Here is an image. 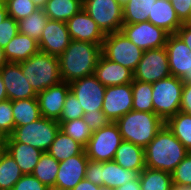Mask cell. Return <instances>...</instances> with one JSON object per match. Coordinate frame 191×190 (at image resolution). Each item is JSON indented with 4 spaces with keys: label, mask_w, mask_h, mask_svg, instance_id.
<instances>
[{
    "label": "cell",
    "mask_w": 191,
    "mask_h": 190,
    "mask_svg": "<svg viewBox=\"0 0 191 190\" xmlns=\"http://www.w3.org/2000/svg\"><path fill=\"white\" fill-rule=\"evenodd\" d=\"M99 190H112V189L104 187V186H101Z\"/></svg>",
    "instance_id": "cell-58"
},
{
    "label": "cell",
    "mask_w": 191,
    "mask_h": 190,
    "mask_svg": "<svg viewBox=\"0 0 191 190\" xmlns=\"http://www.w3.org/2000/svg\"><path fill=\"white\" fill-rule=\"evenodd\" d=\"M182 23H190L191 0H170Z\"/></svg>",
    "instance_id": "cell-44"
},
{
    "label": "cell",
    "mask_w": 191,
    "mask_h": 190,
    "mask_svg": "<svg viewBox=\"0 0 191 190\" xmlns=\"http://www.w3.org/2000/svg\"><path fill=\"white\" fill-rule=\"evenodd\" d=\"M117 1L123 7L129 0H117Z\"/></svg>",
    "instance_id": "cell-56"
},
{
    "label": "cell",
    "mask_w": 191,
    "mask_h": 190,
    "mask_svg": "<svg viewBox=\"0 0 191 190\" xmlns=\"http://www.w3.org/2000/svg\"><path fill=\"white\" fill-rule=\"evenodd\" d=\"M82 118L93 132L110 123L103 111L85 112Z\"/></svg>",
    "instance_id": "cell-42"
},
{
    "label": "cell",
    "mask_w": 191,
    "mask_h": 190,
    "mask_svg": "<svg viewBox=\"0 0 191 190\" xmlns=\"http://www.w3.org/2000/svg\"><path fill=\"white\" fill-rule=\"evenodd\" d=\"M88 160L84 150L79 155L60 161L54 189L72 190L81 180L85 179Z\"/></svg>",
    "instance_id": "cell-16"
},
{
    "label": "cell",
    "mask_w": 191,
    "mask_h": 190,
    "mask_svg": "<svg viewBox=\"0 0 191 190\" xmlns=\"http://www.w3.org/2000/svg\"><path fill=\"white\" fill-rule=\"evenodd\" d=\"M120 31L143 51L165 47L169 35L149 21L123 24Z\"/></svg>",
    "instance_id": "cell-11"
},
{
    "label": "cell",
    "mask_w": 191,
    "mask_h": 190,
    "mask_svg": "<svg viewBox=\"0 0 191 190\" xmlns=\"http://www.w3.org/2000/svg\"><path fill=\"white\" fill-rule=\"evenodd\" d=\"M18 32L17 21L7 16L4 21L0 23V46L5 48Z\"/></svg>",
    "instance_id": "cell-41"
},
{
    "label": "cell",
    "mask_w": 191,
    "mask_h": 190,
    "mask_svg": "<svg viewBox=\"0 0 191 190\" xmlns=\"http://www.w3.org/2000/svg\"><path fill=\"white\" fill-rule=\"evenodd\" d=\"M38 8H43L47 0H31Z\"/></svg>",
    "instance_id": "cell-53"
},
{
    "label": "cell",
    "mask_w": 191,
    "mask_h": 190,
    "mask_svg": "<svg viewBox=\"0 0 191 190\" xmlns=\"http://www.w3.org/2000/svg\"><path fill=\"white\" fill-rule=\"evenodd\" d=\"M39 51L38 42L35 39L19 32L4 48L8 63H19L28 60Z\"/></svg>",
    "instance_id": "cell-24"
},
{
    "label": "cell",
    "mask_w": 191,
    "mask_h": 190,
    "mask_svg": "<svg viewBox=\"0 0 191 190\" xmlns=\"http://www.w3.org/2000/svg\"><path fill=\"white\" fill-rule=\"evenodd\" d=\"M15 128L12 114V101L7 99L0 102V131L6 136H10Z\"/></svg>",
    "instance_id": "cell-40"
},
{
    "label": "cell",
    "mask_w": 191,
    "mask_h": 190,
    "mask_svg": "<svg viewBox=\"0 0 191 190\" xmlns=\"http://www.w3.org/2000/svg\"><path fill=\"white\" fill-rule=\"evenodd\" d=\"M100 187L87 179H83L72 190H99Z\"/></svg>",
    "instance_id": "cell-48"
},
{
    "label": "cell",
    "mask_w": 191,
    "mask_h": 190,
    "mask_svg": "<svg viewBox=\"0 0 191 190\" xmlns=\"http://www.w3.org/2000/svg\"><path fill=\"white\" fill-rule=\"evenodd\" d=\"M183 85L180 78L172 75L152 83L154 113L164 122L180 111Z\"/></svg>",
    "instance_id": "cell-5"
},
{
    "label": "cell",
    "mask_w": 191,
    "mask_h": 190,
    "mask_svg": "<svg viewBox=\"0 0 191 190\" xmlns=\"http://www.w3.org/2000/svg\"><path fill=\"white\" fill-rule=\"evenodd\" d=\"M5 151H6V140H0V158Z\"/></svg>",
    "instance_id": "cell-54"
},
{
    "label": "cell",
    "mask_w": 191,
    "mask_h": 190,
    "mask_svg": "<svg viewBox=\"0 0 191 190\" xmlns=\"http://www.w3.org/2000/svg\"><path fill=\"white\" fill-rule=\"evenodd\" d=\"M171 174L173 185L191 186V152L186 155Z\"/></svg>",
    "instance_id": "cell-38"
},
{
    "label": "cell",
    "mask_w": 191,
    "mask_h": 190,
    "mask_svg": "<svg viewBox=\"0 0 191 190\" xmlns=\"http://www.w3.org/2000/svg\"><path fill=\"white\" fill-rule=\"evenodd\" d=\"M145 167L172 173L189 151L164 124L144 148Z\"/></svg>",
    "instance_id": "cell-2"
},
{
    "label": "cell",
    "mask_w": 191,
    "mask_h": 190,
    "mask_svg": "<svg viewBox=\"0 0 191 190\" xmlns=\"http://www.w3.org/2000/svg\"><path fill=\"white\" fill-rule=\"evenodd\" d=\"M122 139L145 148L165 122L154 112L131 110L115 122Z\"/></svg>",
    "instance_id": "cell-3"
},
{
    "label": "cell",
    "mask_w": 191,
    "mask_h": 190,
    "mask_svg": "<svg viewBox=\"0 0 191 190\" xmlns=\"http://www.w3.org/2000/svg\"><path fill=\"white\" fill-rule=\"evenodd\" d=\"M71 40L102 45L106 34L98 24L82 9L66 21Z\"/></svg>",
    "instance_id": "cell-18"
},
{
    "label": "cell",
    "mask_w": 191,
    "mask_h": 190,
    "mask_svg": "<svg viewBox=\"0 0 191 190\" xmlns=\"http://www.w3.org/2000/svg\"><path fill=\"white\" fill-rule=\"evenodd\" d=\"M48 20V16L45 14L44 9L38 8L31 15L17 22L18 31L38 42Z\"/></svg>",
    "instance_id": "cell-33"
},
{
    "label": "cell",
    "mask_w": 191,
    "mask_h": 190,
    "mask_svg": "<svg viewBox=\"0 0 191 190\" xmlns=\"http://www.w3.org/2000/svg\"><path fill=\"white\" fill-rule=\"evenodd\" d=\"M157 0H129L123 6V24L148 21L152 17L153 4Z\"/></svg>",
    "instance_id": "cell-30"
},
{
    "label": "cell",
    "mask_w": 191,
    "mask_h": 190,
    "mask_svg": "<svg viewBox=\"0 0 191 190\" xmlns=\"http://www.w3.org/2000/svg\"><path fill=\"white\" fill-rule=\"evenodd\" d=\"M143 50L132 43L121 31L106 34L101 46V54L132 72L140 62Z\"/></svg>",
    "instance_id": "cell-7"
},
{
    "label": "cell",
    "mask_w": 191,
    "mask_h": 190,
    "mask_svg": "<svg viewBox=\"0 0 191 190\" xmlns=\"http://www.w3.org/2000/svg\"><path fill=\"white\" fill-rule=\"evenodd\" d=\"M8 16L17 22L31 15L38 7L31 0H6Z\"/></svg>",
    "instance_id": "cell-37"
},
{
    "label": "cell",
    "mask_w": 191,
    "mask_h": 190,
    "mask_svg": "<svg viewBox=\"0 0 191 190\" xmlns=\"http://www.w3.org/2000/svg\"><path fill=\"white\" fill-rule=\"evenodd\" d=\"M58 122L60 124V130H62L66 135L72 137L84 148L87 146L93 131H91L83 118Z\"/></svg>",
    "instance_id": "cell-36"
},
{
    "label": "cell",
    "mask_w": 191,
    "mask_h": 190,
    "mask_svg": "<svg viewBox=\"0 0 191 190\" xmlns=\"http://www.w3.org/2000/svg\"><path fill=\"white\" fill-rule=\"evenodd\" d=\"M6 152H8L19 165L21 172L32 174L43 152L21 142H16L11 136L6 139Z\"/></svg>",
    "instance_id": "cell-21"
},
{
    "label": "cell",
    "mask_w": 191,
    "mask_h": 190,
    "mask_svg": "<svg viewBox=\"0 0 191 190\" xmlns=\"http://www.w3.org/2000/svg\"><path fill=\"white\" fill-rule=\"evenodd\" d=\"M171 75L168 54L165 47L145 50L133 72V79L154 83Z\"/></svg>",
    "instance_id": "cell-10"
},
{
    "label": "cell",
    "mask_w": 191,
    "mask_h": 190,
    "mask_svg": "<svg viewBox=\"0 0 191 190\" xmlns=\"http://www.w3.org/2000/svg\"><path fill=\"white\" fill-rule=\"evenodd\" d=\"M175 34L191 49V23H183Z\"/></svg>",
    "instance_id": "cell-47"
},
{
    "label": "cell",
    "mask_w": 191,
    "mask_h": 190,
    "mask_svg": "<svg viewBox=\"0 0 191 190\" xmlns=\"http://www.w3.org/2000/svg\"><path fill=\"white\" fill-rule=\"evenodd\" d=\"M115 190H141L139 177L137 176L134 180L126 182L124 185Z\"/></svg>",
    "instance_id": "cell-49"
},
{
    "label": "cell",
    "mask_w": 191,
    "mask_h": 190,
    "mask_svg": "<svg viewBox=\"0 0 191 190\" xmlns=\"http://www.w3.org/2000/svg\"><path fill=\"white\" fill-rule=\"evenodd\" d=\"M23 175L15 159L5 151L0 158V190H12Z\"/></svg>",
    "instance_id": "cell-34"
},
{
    "label": "cell",
    "mask_w": 191,
    "mask_h": 190,
    "mask_svg": "<svg viewBox=\"0 0 191 190\" xmlns=\"http://www.w3.org/2000/svg\"><path fill=\"white\" fill-rule=\"evenodd\" d=\"M113 160L124 169L140 174L145 169V150L141 146L123 140Z\"/></svg>",
    "instance_id": "cell-23"
},
{
    "label": "cell",
    "mask_w": 191,
    "mask_h": 190,
    "mask_svg": "<svg viewBox=\"0 0 191 190\" xmlns=\"http://www.w3.org/2000/svg\"><path fill=\"white\" fill-rule=\"evenodd\" d=\"M131 83L105 88L102 111L110 122H116L127 112L133 110Z\"/></svg>",
    "instance_id": "cell-14"
},
{
    "label": "cell",
    "mask_w": 191,
    "mask_h": 190,
    "mask_svg": "<svg viewBox=\"0 0 191 190\" xmlns=\"http://www.w3.org/2000/svg\"><path fill=\"white\" fill-rule=\"evenodd\" d=\"M83 151L84 147L81 144L66 135L62 130H59L47 152L60 162L69 157L79 155Z\"/></svg>",
    "instance_id": "cell-27"
},
{
    "label": "cell",
    "mask_w": 191,
    "mask_h": 190,
    "mask_svg": "<svg viewBox=\"0 0 191 190\" xmlns=\"http://www.w3.org/2000/svg\"><path fill=\"white\" fill-rule=\"evenodd\" d=\"M141 190H172V174L145 167L138 174Z\"/></svg>",
    "instance_id": "cell-31"
},
{
    "label": "cell",
    "mask_w": 191,
    "mask_h": 190,
    "mask_svg": "<svg viewBox=\"0 0 191 190\" xmlns=\"http://www.w3.org/2000/svg\"><path fill=\"white\" fill-rule=\"evenodd\" d=\"M101 46L90 42L71 40L67 49L58 57L61 80L71 83L94 74Z\"/></svg>",
    "instance_id": "cell-1"
},
{
    "label": "cell",
    "mask_w": 191,
    "mask_h": 190,
    "mask_svg": "<svg viewBox=\"0 0 191 190\" xmlns=\"http://www.w3.org/2000/svg\"><path fill=\"white\" fill-rule=\"evenodd\" d=\"M133 95V110L154 112L152 102V83L134 80L131 83Z\"/></svg>",
    "instance_id": "cell-35"
},
{
    "label": "cell",
    "mask_w": 191,
    "mask_h": 190,
    "mask_svg": "<svg viewBox=\"0 0 191 190\" xmlns=\"http://www.w3.org/2000/svg\"><path fill=\"white\" fill-rule=\"evenodd\" d=\"M7 137L0 131V140H6Z\"/></svg>",
    "instance_id": "cell-57"
},
{
    "label": "cell",
    "mask_w": 191,
    "mask_h": 190,
    "mask_svg": "<svg viewBox=\"0 0 191 190\" xmlns=\"http://www.w3.org/2000/svg\"><path fill=\"white\" fill-rule=\"evenodd\" d=\"M137 176L135 171L124 169L114 160L100 162V186L115 190Z\"/></svg>",
    "instance_id": "cell-25"
},
{
    "label": "cell",
    "mask_w": 191,
    "mask_h": 190,
    "mask_svg": "<svg viewBox=\"0 0 191 190\" xmlns=\"http://www.w3.org/2000/svg\"><path fill=\"white\" fill-rule=\"evenodd\" d=\"M15 127L24 126L42 117L37 98L12 101Z\"/></svg>",
    "instance_id": "cell-28"
},
{
    "label": "cell",
    "mask_w": 191,
    "mask_h": 190,
    "mask_svg": "<svg viewBox=\"0 0 191 190\" xmlns=\"http://www.w3.org/2000/svg\"><path fill=\"white\" fill-rule=\"evenodd\" d=\"M174 136L191 152V114L179 111L165 121Z\"/></svg>",
    "instance_id": "cell-29"
},
{
    "label": "cell",
    "mask_w": 191,
    "mask_h": 190,
    "mask_svg": "<svg viewBox=\"0 0 191 190\" xmlns=\"http://www.w3.org/2000/svg\"><path fill=\"white\" fill-rule=\"evenodd\" d=\"M83 9L105 34L121 30L123 7L117 0H83Z\"/></svg>",
    "instance_id": "cell-9"
},
{
    "label": "cell",
    "mask_w": 191,
    "mask_h": 190,
    "mask_svg": "<svg viewBox=\"0 0 191 190\" xmlns=\"http://www.w3.org/2000/svg\"><path fill=\"white\" fill-rule=\"evenodd\" d=\"M69 91V83L61 81L59 84L39 92L36 98L41 115L58 121Z\"/></svg>",
    "instance_id": "cell-19"
},
{
    "label": "cell",
    "mask_w": 191,
    "mask_h": 190,
    "mask_svg": "<svg viewBox=\"0 0 191 190\" xmlns=\"http://www.w3.org/2000/svg\"><path fill=\"white\" fill-rule=\"evenodd\" d=\"M71 41L64 21L48 20L38 41L40 52L59 57Z\"/></svg>",
    "instance_id": "cell-15"
},
{
    "label": "cell",
    "mask_w": 191,
    "mask_h": 190,
    "mask_svg": "<svg viewBox=\"0 0 191 190\" xmlns=\"http://www.w3.org/2000/svg\"><path fill=\"white\" fill-rule=\"evenodd\" d=\"M0 72L9 100L14 101L37 97V93L23 75L19 63H7Z\"/></svg>",
    "instance_id": "cell-17"
},
{
    "label": "cell",
    "mask_w": 191,
    "mask_h": 190,
    "mask_svg": "<svg viewBox=\"0 0 191 190\" xmlns=\"http://www.w3.org/2000/svg\"><path fill=\"white\" fill-rule=\"evenodd\" d=\"M180 111L191 114V84L183 85Z\"/></svg>",
    "instance_id": "cell-46"
},
{
    "label": "cell",
    "mask_w": 191,
    "mask_h": 190,
    "mask_svg": "<svg viewBox=\"0 0 191 190\" xmlns=\"http://www.w3.org/2000/svg\"><path fill=\"white\" fill-rule=\"evenodd\" d=\"M19 64L23 75L37 94L62 81L57 56L39 51Z\"/></svg>",
    "instance_id": "cell-4"
},
{
    "label": "cell",
    "mask_w": 191,
    "mask_h": 190,
    "mask_svg": "<svg viewBox=\"0 0 191 190\" xmlns=\"http://www.w3.org/2000/svg\"><path fill=\"white\" fill-rule=\"evenodd\" d=\"M8 63L5 54H4V48L0 46V70Z\"/></svg>",
    "instance_id": "cell-52"
},
{
    "label": "cell",
    "mask_w": 191,
    "mask_h": 190,
    "mask_svg": "<svg viewBox=\"0 0 191 190\" xmlns=\"http://www.w3.org/2000/svg\"><path fill=\"white\" fill-rule=\"evenodd\" d=\"M85 179L100 186V162L88 160Z\"/></svg>",
    "instance_id": "cell-45"
},
{
    "label": "cell",
    "mask_w": 191,
    "mask_h": 190,
    "mask_svg": "<svg viewBox=\"0 0 191 190\" xmlns=\"http://www.w3.org/2000/svg\"><path fill=\"white\" fill-rule=\"evenodd\" d=\"M69 86L84 113L102 111L106 87L97 80L94 74L75 80L69 83Z\"/></svg>",
    "instance_id": "cell-12"
},
{
    "label": "cell",
    "mask_w": 191,
    "mask_h": 190,
    "mask_svg": "<svg viewBox=\"0 0 191 190\" xmlns=\"http://www.w3.org/2000/svg\"><path fill=\"white\" fill-rule=\"evenodd\" d=\"M84 115V110L80 106L78 99L75 95L69 91L66 95V100L64 107L62 109L60 118L58 121H70L74 119L82 118Z\"/></svg>",
    "instance_id": "cell-39"
},
{
    "label": "cell",
    "mask_w": 191,
    "mask_h": 190,
    "mask_svg": "<svg viewBox=\"0 0 191 190\" xmlns=\"http://www.w3.org/2000/svg\"><path fill=\"white\" fill-rule=\"evenodd\" d=\"M148 21L162 28L169 35L175 34L182 26L170 0H157L153 4L152 17Z\"/></svg>",
    "instance_id": "cell-22"
},
{
    "label": "cell",
    "mask_w": 191,
    "mask_h": 190,
    "mask_svg": "<svg viewBox=\"0 0 191 190\" xmlns=\"http://www.w3.org/2000/svg\"><path fill=\"white\" fill-rule=\"evenodd\" d=\"M8 16V11L5 2L0 1V23Z\"/></svg>",
    "instance_id": "cell-51"
},
{
    "label": "cell",
    "mask_w": 191,
    "mask_h": 190,
    "mask_svg": "<svg viewBox=\"0 0 191 190\" xmlns=\"http://www.w3.org/2000/svg\"><path fill=\"white\" fill-rule=\"evenodd\" d=\"M12 190H49V188L32 174H25L15 183Z\"/></svg>",
    "instance_id": "cell-43"
},
{
    "label": "cell",
    "mask_w": 191,
    "mask_h": 190,
    "mask_svg": "<svg viewBox=\"0 0 191 190\" xmlns=\"http://www.w3.org/2000/svg\"><path fill=\"white\" fill-rule=\"evenodd\" d=\"M94 75L105 87L124 85L133 81V72L131 70L110 61L102 54L98 59Z\"/></svg>",
    "instance_id": "cell-20"
},
{
    "label": "cell",
    "mask_w": 191,
    "mask_h": 190,
    "mask_svg": "<svg viewBox=\"0 0 191 190\" xmlns=\"http://www.w3.org/2000/svg\"><path fill=\"white\" fill-rule=\"evenodd\" d=\"M43 9L49 20L66 22L83 9V0H47Z\"/></svg>",
    "instance_id": "cell-26"
},
{
    "label": "cell",
    "mask_w": 191,
    "mask_h": 190,
    "mask_svg": "<svg viewBox=\"0 0 191 190\" xmlns=\"http://www.w3.org/2000/svg\"><path fill=\"white\" fill-rule=\"evenodd\" d=\"M122 141L117 124L110 122L107 126L92 133L84 150L89 160L97 162L112 161Z\"/></svg>",
    "instance_id": "cell-8"
},
{
    "label": "cell",
    "mask_w": 191,
    "mask_h": 190,
    "mask_svg": "<svg viewBox=\"0 0 191 190\" xmlns=\"http://www.w3.org/2000/svg\"><path fill=\"white\" fill-rule=\"evenodd\" d=\"M172 190H191V186H178L173 185Z\"/></svg>",
    "instance_id": "cell-55"
},
{
    "label": "cell",
    "mask_w": 191,
    "mask_h": 190,
    "mask_svg": "<svg viewBox=\"0 0 191 190\" xmlns=\"http://www.w3.org/2000/svg\"><path fill=\"white\" fill-rule=\"evenodd\" d=\"M59 130L60 124L57 120L42 116L29 124L15 127L10 136L16 142L31 145L42 152H47Z\"/></svg>",
    "instance_id": "cell-6"
},
{
    "label": "cell",
    "mask_w": 191,
    "mask_h": 190,
    "mask_svg": "<svg viewBox=\"0 0 191 190\" xmlns=\"http://www.w3.org/2000/svg\"><path fill=\"white\" fill-rule=\"evenodd\" d=\"M165 48L171 75L191 84V49L176 34L168 35Z\"/></svg>",
    "instance_id": "cell-13"
},
{
    "label": "cell",
    "mask_w": 191,
    "mask_h": 190,
    "mask_svg": "<svg viewBox=\"0 0 191 190\" xmlns=\"http://www.w3.org/2000/svg\"><path fill=\"white\" fill-rule=\"evenodd\" d=\"M59 162L48 152H43L32 175L36 177L49 189L55 187L56 176L58 174Z\"/></svg>",
    "instance_id": "cell-32"
},
{
    "label": "cell",
    "mask_w": 191,
    "mask_h": 190,
    "mask_svg": "<svg viewBox=\"0 0 191 190\" xmlns=\"http://www.w3.org/2000/svg\"><path fill=\"white\" fill-rule=\"evenodd\" d=\"M7 99H8V96H7L5 85L3 83V79L0 72V102Z\"/></svg>",
    "instance_id": "cell-50"
}]
</instances>
